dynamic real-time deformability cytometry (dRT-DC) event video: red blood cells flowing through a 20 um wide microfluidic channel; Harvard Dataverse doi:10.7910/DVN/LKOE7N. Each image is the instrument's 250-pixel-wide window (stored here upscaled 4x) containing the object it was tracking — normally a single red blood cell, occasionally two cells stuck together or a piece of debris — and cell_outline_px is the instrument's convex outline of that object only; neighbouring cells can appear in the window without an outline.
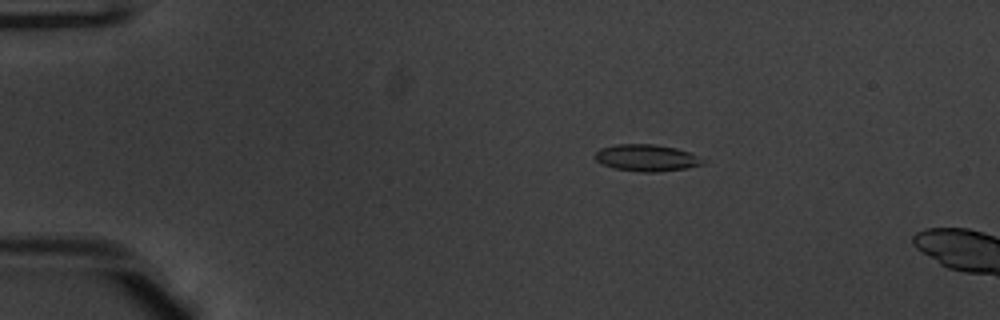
{"species": "common noctule bat (a hibernating species)", "species_latin": "Nyctalus noctula", "temperature_condition": "warm", "stored_images_in_passage": 22, "camera_frame_rate_fps": 3000, "um_per_image_px": 0.085, "animal": {"sex": "male", "body_mass_g": 20.1, "forearm_length_mm": 53.5}, "frame": {"image": 1, "passage_image": 10, "time_ms": 3.0, "image_size_px": [1000, 320], "cell_outline_px": [[708, 160], [704, 164], [688, 168], [660, 172], [640, 172], [612, 168], [596, 160], [592, 156], [600, 148], [616, 144], [652, 144], [676, 148], [688, 152]], "centroid_in_image_um": [54.98, 13.42], "position_along_channel_um": 30.0, "area_um2": 17.05}}